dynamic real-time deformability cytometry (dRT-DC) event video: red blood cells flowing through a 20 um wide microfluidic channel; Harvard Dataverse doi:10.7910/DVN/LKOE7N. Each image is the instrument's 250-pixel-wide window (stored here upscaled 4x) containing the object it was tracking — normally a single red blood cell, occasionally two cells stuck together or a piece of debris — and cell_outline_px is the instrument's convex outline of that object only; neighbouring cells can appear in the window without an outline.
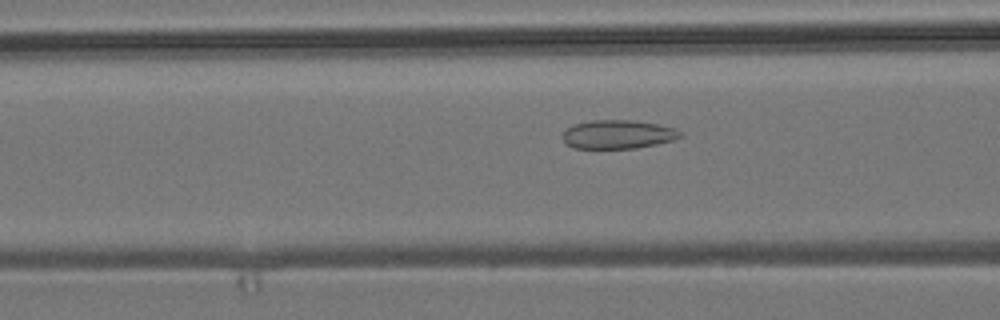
{"species": "common noctule bat (a hibernating species)", "species_latin": "Nyctalus noctula", "temperature_condition": "room temperature", "stored_images_in_passage": 46, "camera_frame_rate_fps": 3000, "um_per_image_px": 0.085, "animal": {"sex": "male", "body_mass_g": 19.2, "forearm_length_mm": 51.8}, "frame": {"image": 1, "passage_image": 13, "time_ms": 4.0, "image_size_px": [1000, 320], "cell_outline_px": [[676, 136], [668, 140], [628, 148], [576, 148], [568, 144], [564, 140], [564, 132], [580, 124], [652, 124], [664, 128]], "centroid_in_image_um": [52.31, 11.53], "position_along_channel_um": 114.3, "area_um2": 16.07}}
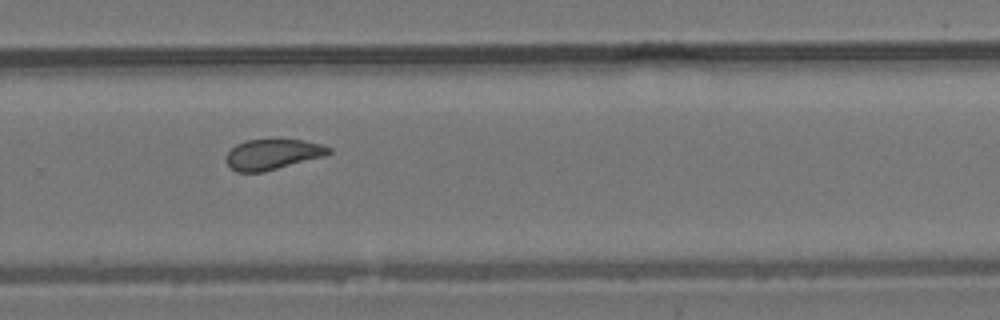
{"frame": {"image": 2, "passage_image": 28, "time_ms": 9.0, "image_size_px": [1000, 320], "cell_outline_px": [[328, 152], [316, 156], [260, 172], [240, 172], [232, 168], [228, 164], [228, 152], [232, 148], [248, 140], [296, 140], [316, 144], [328, 148]], "centroid_in_image_um": [23.02, 13.11], "position_along_channel_um": 306.8, "area_um2": 16.47}}
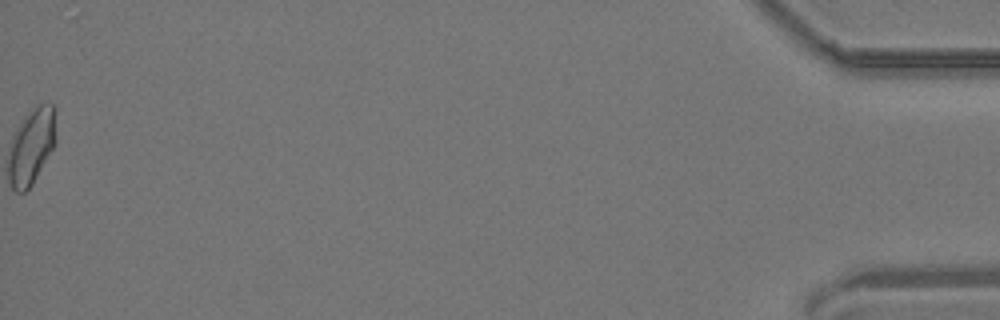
{"frame": {"image": 3, "passage_image": 46, "time_ms": 15.0, "image_size_px": [1000, 320], "cell_outline_px": [[52, 148], [28, 188], [24, 192], [12, 184], [12, 148], [24, 124], [36, 112], [52, 108]], "centroid_in_image_um": [2.7, 12.63], "position_along_channel_um": 432.5, "area_um2": 16.18}, "authors_computed_cell_mechanics": {"area_um2": 16.5886, "velocity_mm_per_s": 3.8582, "shape_relaxation_time_tau1_ms": null, "shape_relaxation_time_tau2_ms": 2.165, "deformation_change_tau1": null, "deformation_change_tau2": 0.0929}}